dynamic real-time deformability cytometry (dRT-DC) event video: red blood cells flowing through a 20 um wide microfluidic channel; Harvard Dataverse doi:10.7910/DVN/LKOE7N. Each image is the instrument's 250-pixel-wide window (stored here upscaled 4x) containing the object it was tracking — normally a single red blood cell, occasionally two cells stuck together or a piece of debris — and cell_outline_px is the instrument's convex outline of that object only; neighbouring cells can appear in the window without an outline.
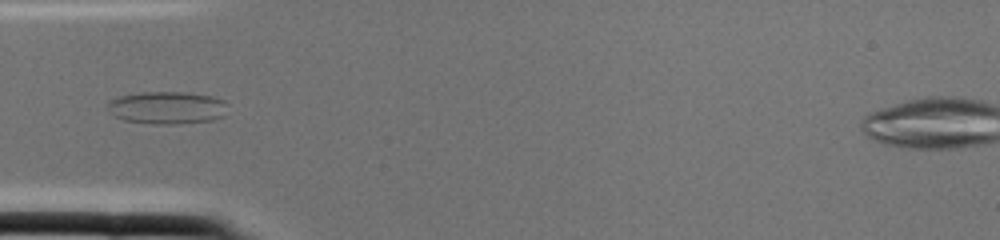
{"species": "common noctule bat (a hibernating species)", "species_latin": "Nyctalus noctula", "temperature_condition": "cold", "stored_images_in_passage": 1, "camera_frame_rate_fps": 3000, "um_per_image_px": 0.085, "animal": {"sex": "female", "body_mass_g": 22.0, "forearm_length_mm": 56.7}, "frame": {"image": 1, "passage_image": 1, "time_ms": 0.0, "image_size_px": [1000, 240], "cell_outline_px": [[224, 116], [212, 120], [176, 124], [156, 124], [124, 120], [112, 116], [108, 104], [108, 100], [120, 96], [144, 92], [184, 92], [212, 96], [224, 100]], "centroid_in_image_um": [14.17, 9.15], "position_along_channel_um": 70.8, "area_um2": 22.6}}